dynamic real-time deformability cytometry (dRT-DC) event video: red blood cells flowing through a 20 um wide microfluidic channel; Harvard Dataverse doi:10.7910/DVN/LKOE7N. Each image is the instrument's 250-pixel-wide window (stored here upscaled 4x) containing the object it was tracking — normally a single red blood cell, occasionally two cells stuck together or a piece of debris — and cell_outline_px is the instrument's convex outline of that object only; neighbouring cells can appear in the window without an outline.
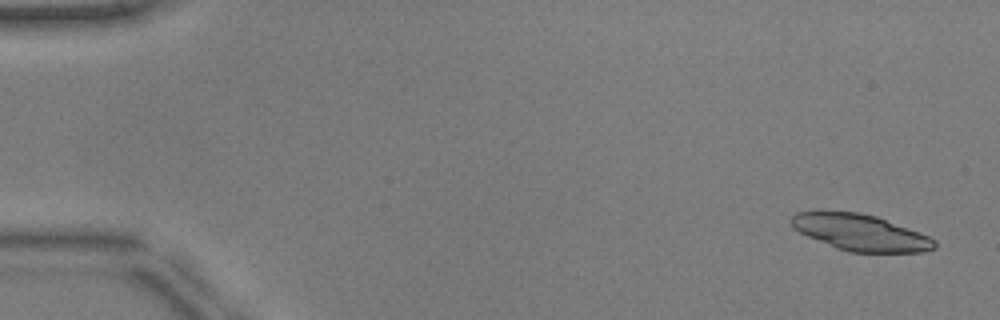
{"species": "common noctule bat (a hibernating species)", "species_latin": "Nyctalus noctula", "temperature_condition": "warm", "stored_images_in_passage": 47, "segment_of_instrument_passage": [1, 2], "camera_frame_rate_fps": 3000, "um_per_image_px": 0.085, "animal": {"sex": "male", "body_mass_g": 17.9, "forearm_length_mm": 54.2}, "frame": {"image": 1, "passage_image": 3, "time_ms": 0.667, "image_size_px": [1000, 320], "cell_outline_px": [[936, 248], [924, 252], [848, 252], [836, 248], [808, 236], [792, 228], [792, 216], [796, 212], [860, 212], [876, 216], [928, 236], [936, 240]], "centroid_in_image_um": [73.16, 19.78], "position_along_channel_um": 11.8, "area_um2": 29.88}}
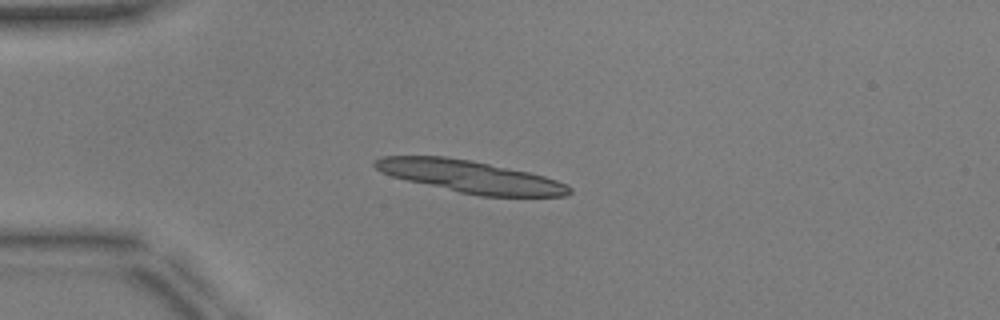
{"frame": {"image": 2, "passage_image": 14, "time_ms": 4.333, "image_size_px": [1000, 320], "cell_outline_px": [[572, 192], [564, 196], [480, 196], [460, 192], [408, 180], [392, 176], [380, 172], [372, 164], [372, 160], [384, 156], [444, 156], [468, 160], [528, 172], [544, 176], [556, 180], [572, 188]], "centroid_in_image_um": [39.94, 15.01], "position_along_channel_um": 45.1, "area_um2": 35.95}}